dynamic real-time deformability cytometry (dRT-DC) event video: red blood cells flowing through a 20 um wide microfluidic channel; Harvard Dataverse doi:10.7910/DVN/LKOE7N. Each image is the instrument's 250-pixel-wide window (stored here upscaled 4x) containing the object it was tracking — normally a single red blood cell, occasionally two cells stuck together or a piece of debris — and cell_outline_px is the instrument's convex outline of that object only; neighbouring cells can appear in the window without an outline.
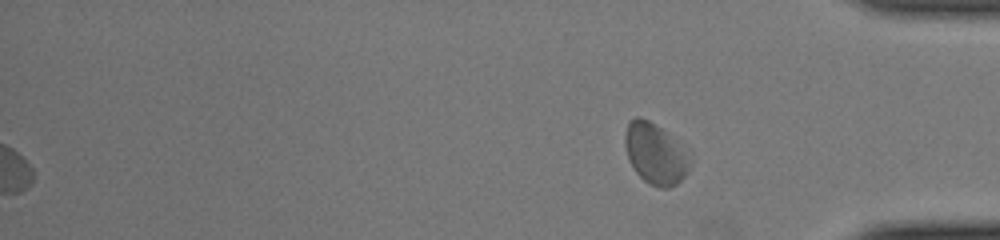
{"species": "common noctule bat (a hibernating species)", "species_latin": "Nyctalus noctula", "temperature_condition": "cold", "stored_images_in_passage": 41, "segment_of_instrument_passage": [2, 2], "camera_frame_rate_fps": 3000, "um_per_image_px": 0.085, "animal": {"sex": "female", "body_mass_g": 22.0, "forearm_length_mm": 56.7}, "frame": {"image": 1, "passage_image": 41, "time_ms": 13.333, "image_size_px": [1000, 240], "cell_outline_px": [[688, 168], [684, 176], [676, 184], [668, 188], [660, 188], [648, 184], [636, 172], [628, 156], [624, 144], [624, 132], [628, 124], [636, 116], [640, 116], [648, 120], [660, 128], [688, 156]], "centroid_in_image_um": [55.62, 13.09], "position_along_channel_um": 379.6, "area_um2": 22.08}}